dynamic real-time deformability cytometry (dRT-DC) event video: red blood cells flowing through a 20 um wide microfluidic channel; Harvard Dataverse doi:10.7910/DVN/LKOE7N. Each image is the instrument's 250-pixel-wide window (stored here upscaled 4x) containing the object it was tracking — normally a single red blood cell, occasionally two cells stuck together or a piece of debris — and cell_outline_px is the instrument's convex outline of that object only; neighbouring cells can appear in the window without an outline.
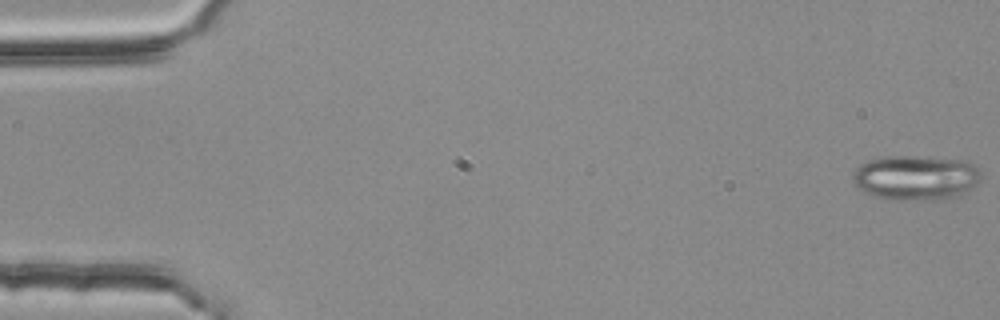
{"species": "common noctule bat (a hibernating species)", "species_latin": "Nyctalus noctula", "temperature_condition": "room temperature", "stored_images_in_passage": 55, "camera_frame_rate_fps": 3000, "um_per_image_px": 0.085, "animal": {"sex": "female", "body_mass_g": 25.1}, "frame": {"image": 1, "passage_image": 1, "time_ms": 0.0, "image_size_px": [1000, 320], "cell_outline_px": [[980, 176], [968, 192], [960, 196], [948, 200], [892, 200], [876, 196], [860, 188], [852, 180], [852, 172], [860, 164], [884, 156], [912, 156], [968, 160], [980, 168]], "centroid_in_image_um": [77.89, 15.11], "position_along_channel_um": 7.1, "area_um2": 33.81}}
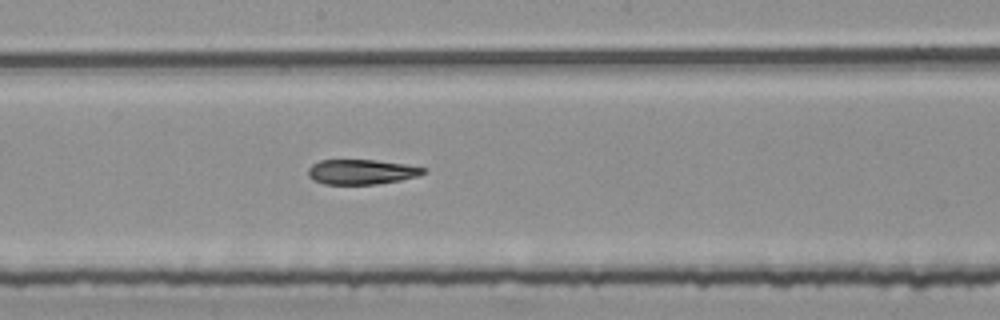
{"frame": {"image": 2, "passage_image": 30, "time_ms": 9.667, "image_size_px": [1000, 320], "cell_outline_px": [[428, 172], [416, 176], [400, 180], [376, 184], [324, 184], [312, 180], [308, 176], [308, 168], [312, 164], [320, 160], [376, 160], [408, 164], [428, 168]], "centroid_in_image_um": [30.75, 14.6], "position_along_channel_um": 217.5, "area_um2": 16.94}}
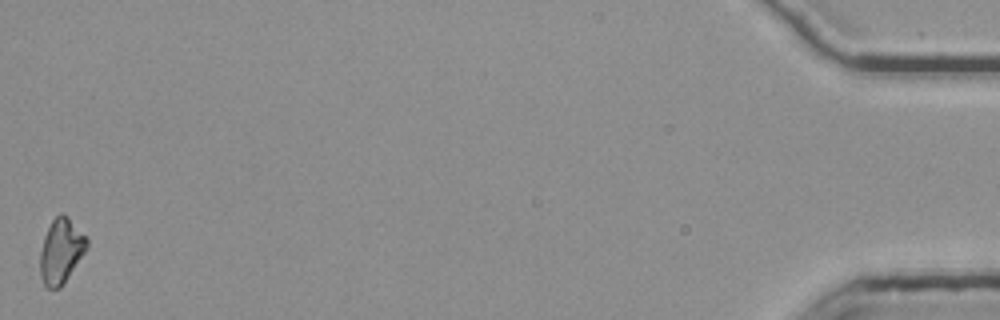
{"frame": {"image": 3, "passage_image": 55, "time_ms": 18.0, "image_size_px": [1000, 320], "cell_outline_px": [[88, 248], [60, 288], [48, 288], [44, 284], [40, 276], [40, 252], [44, 236], [52, 220], [60, 212], [88, 240]], "centroid_in_image_um": [5.16, 21.38], "position_along_channel_um": 430.0, "area_um2": 17.11}}